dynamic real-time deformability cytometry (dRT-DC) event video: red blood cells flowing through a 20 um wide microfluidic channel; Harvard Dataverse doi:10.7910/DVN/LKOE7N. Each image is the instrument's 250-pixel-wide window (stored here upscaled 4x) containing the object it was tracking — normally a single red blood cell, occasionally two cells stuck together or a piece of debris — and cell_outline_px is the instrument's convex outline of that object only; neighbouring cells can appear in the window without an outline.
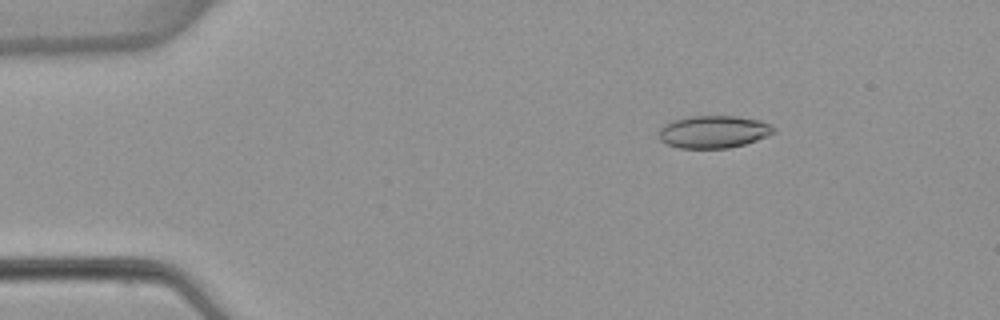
{"species": "common noctule bat (a hibernating species)", "species_latin": "Nyctalus noctula", "temperature_condition": "warm", "stored_images_in_passage": 4, "camera_frame_rate_fps": 3000, "um_per_image_px": 0.085, "animal": {"sex": "female", "body_mass_g": 22.7, "forearm_length_mm": 54.2}, "frame": {"image": 1, "passage_image": 2, "time_ms": 1.0, "image_size_px": [1000, 320], "cell_outline_px": [[776, 132], [768, 136], [744, 144], [728, 148], [680, 148], [668, 144], [660, 140], [660, 128], [664, 124], [672, 120], [692, 116], [736, 116], [760, 120], [776, 128]], "centroid_in_image_um": [60.67, 11.2], "position_along_channel_um": 24.3, "area_um2": 21.68}}
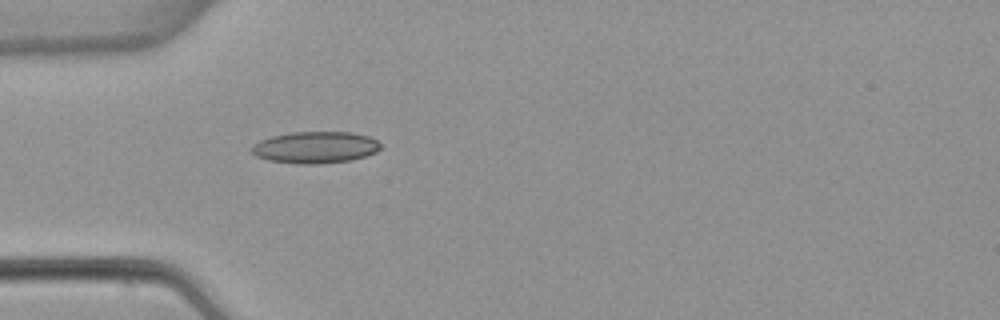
{"frame": {"image": 2, "passage_image": 4, "time_ms": 3.667, "image_size_px": [1000, 320], "cell_outline_px": [[380, 148], [376, 152], [352, 160], [320, 164], [296, 164], [268, 160], [256, 156], [248, 148], [252, 144], [260, 140], [272, 136], [292, 132], [348, 132], [368, 136], [376, 140], [380, 144]], "centroid_in_image_um": [26.75, 12.53], "position_along_channel_um": 58.2, "area_um2": 23.93}}